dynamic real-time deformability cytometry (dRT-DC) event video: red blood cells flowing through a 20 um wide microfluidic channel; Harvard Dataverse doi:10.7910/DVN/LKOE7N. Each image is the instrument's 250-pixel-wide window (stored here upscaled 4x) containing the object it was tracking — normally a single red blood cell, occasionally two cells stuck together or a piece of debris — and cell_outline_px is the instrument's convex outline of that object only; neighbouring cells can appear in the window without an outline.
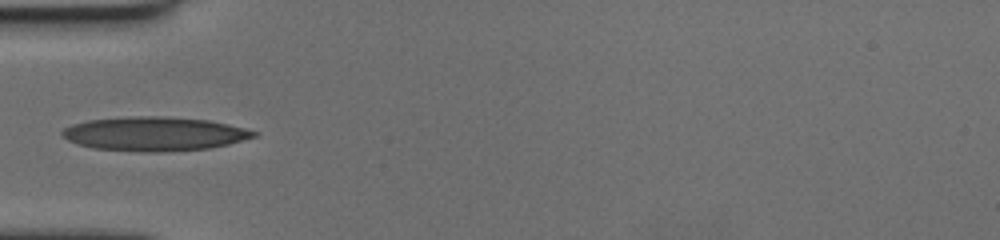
{"species": "human", "species_latin": "Homo sapiens", "temperature_condition": "cold", "stored_images_in_passage": 40, "camera_frame_rate_fps": 3000, "um_per_image_px": 0.085, "donor": {"sex": "female"}, "frame": {"image": 1, "passage_image": 1, "time_ms": 0.0, "image_size_px": [1000, 240], "cell_outline_px": [[260, 132], [256, 136], [228, 144], [208, 148], [164, 152], [140, 152], [92, 148], [68, 140], [60, 132], [64, 128], [72, 124], [88, 120], [128, 116], [164, 116], [208, 120], [228, 124]], "centroid_in_image_um": [13.12, 11.37], "position_along_channel_um": 71.9, "area_um2": 38.03}}
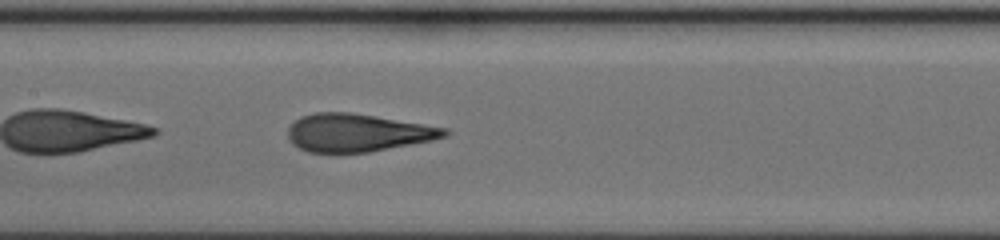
{"frame": {"image": 2, "passage_image": 10, "time_ms": 3.0, "image_size_px": [1000, 240], "cell_outline_px": [[448, 132], [444, 136], [432, 140], [368, 152], [308, 152], [292, 144], [288, 136], [288, 128], [300, 116], [316, 112], [352, 112], [448, 128]], "centroid_in_image_um": [30.36, 11.27], "position_along_channel_um": 177.0, "area_um2": 34.28}}
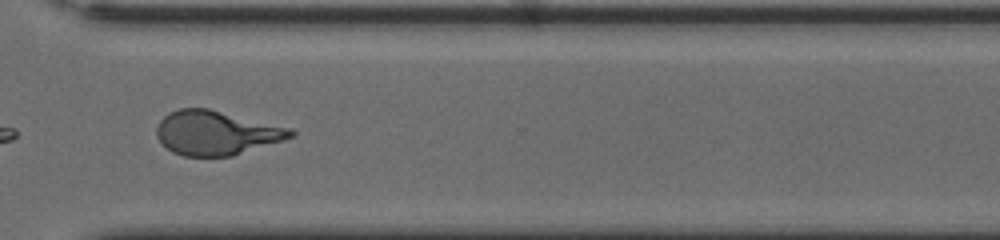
{"frame": {"image": 3, "passage_image": 25, "time_ms": 8.0, "image_size_px": [1000, 240], "cell_outline_px": [[296, 132], [292, 136], [284, 140], [232, 156], [184, 156], [172, 152], [156, 136], [156, 128], [160, 120], [168, 112], [180, 108], [208, 108], [292, 128]], "centroid_in_image_um": [18.38, 11.28], "position_along_channel_um": 352.2, "area_um2": 34.51}, "authors_computed_cell_mechanics": {"area_um2": 34.8823, "velocity_mm_per_s": 3.5048, "shape_relaxation_time_tau1_ms": 4.8032, "shape_relaxation_time_tau2_ms": 0.839, "deformation_change_tau1": 0.2183, "deformation_change_tau2": 0.0893}}